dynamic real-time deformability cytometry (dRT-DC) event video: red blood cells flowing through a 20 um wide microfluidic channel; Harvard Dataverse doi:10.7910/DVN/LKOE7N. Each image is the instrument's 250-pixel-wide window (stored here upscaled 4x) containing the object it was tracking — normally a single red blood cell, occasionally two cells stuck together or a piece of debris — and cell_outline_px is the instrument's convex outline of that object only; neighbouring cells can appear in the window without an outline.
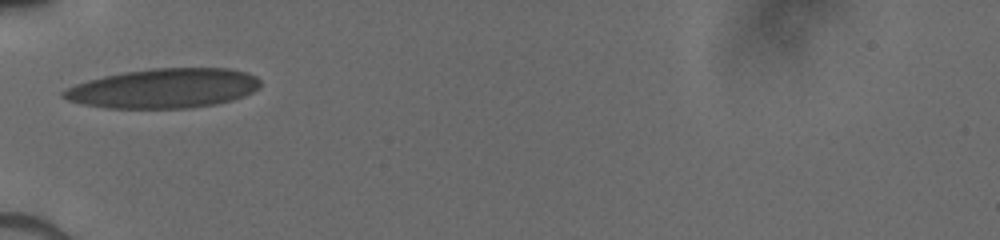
{"species": "human", "species_latin": "Homo sapiens", "temperature_condition": "cold", "stored_images_in_passage": 28, "camera_frame_rate_fps": 3000, "um_per_image_px": 0.085, "donor": {"sex": "male"}, "frame": {"image": 1, "passage_image": 1, "time_ms": 0.0, "image_size_px": [1000, 240], "cell_outline_px": [[260, 88], [244, 96], [232, 100], [216, 104], [188, 108], [108, 108], [84, 104], [68, 100], [60, 96], [60, 92], [76, 84], [88, 80], [104, 76], [124, 72], [152, 68], [228, 68], [248, 72], [256, 76], [260, 80]], "centroid_in_image_um": [13.95, 7.5], "position_along_channel_um": 71.1, "area_um2": 45.49}}
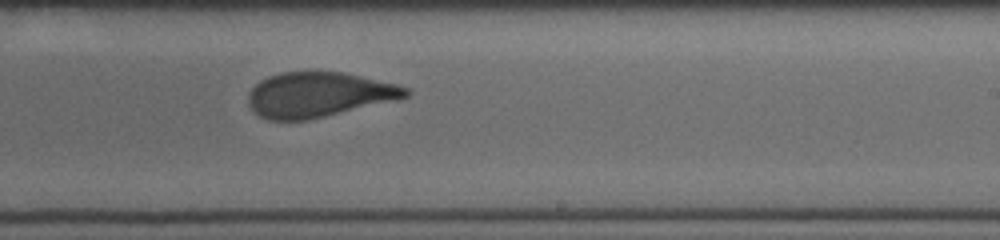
{"frame": {"image": 2, "passage_image": 16, "time_ms": 4.667, "image_size_px": [1000, 240], "cell_outline_px": [[412, 92], [408, 96], [308, 120], [268, 120], [260, 116], [248, 104], [248, 92], [260, 80], [268, 76], [280, 72], [344, 72], [396, 84], [408, 88]], "centroid_in_image_um": [27.04, 8.03], "position_along_channel_um": 262.0, "area_um2": 40.75}}
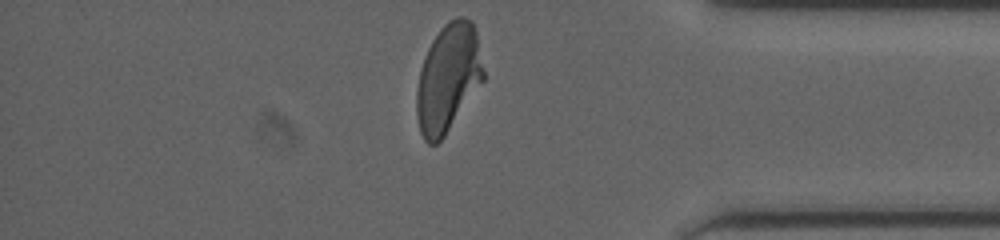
{"frame": {"image": 3, "passage_image": 28, "time_ms": 8.333, "image_size_px": [1000, 240], "cell_outline_px": [[484, 80], [444, 136], [436, 144], [428, 144], [424, 140], [420, 132], [416, 116], [416, 88], [420, 68], [428, 48], [432, 40], [440, 28], [448, 20], [456, 16], [464, 16], [472, 20], [476, 32], [484, 72]], "centroid_in_image_um": [38.07, 6.61], "position_along_channel_um": 397.1, "area_um2": 42.25}}